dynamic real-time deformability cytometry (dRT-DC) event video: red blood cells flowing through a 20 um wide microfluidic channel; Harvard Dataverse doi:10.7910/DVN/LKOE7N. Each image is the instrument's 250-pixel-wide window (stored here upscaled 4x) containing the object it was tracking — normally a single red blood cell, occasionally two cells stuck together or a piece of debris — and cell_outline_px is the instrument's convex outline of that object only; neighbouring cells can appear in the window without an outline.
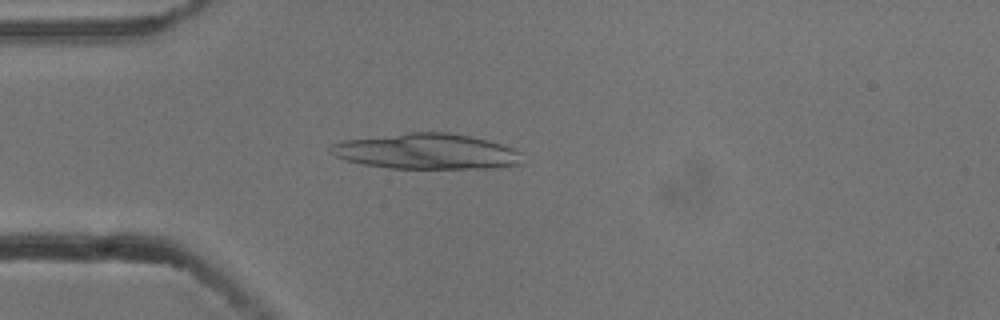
{"species": "common noctule bat (a hibernating species)", "species_latin": "Nyctalus noctula", "temperature_condition": "cold", "stored_images_in_passage": 4, "camera_frame_rate_fps": 3000, "um_per_image_px": 0.085, "animal": {"sex": "male", "body_mass_g": 13.3}, "frame": {"image": 1, "passage_image": 4, "time_ms": 1.0, "image_size_px": [1000, 320], "cell_outline_px": [[520, 164], [492, 168], [388, 168], [364, 164], [348, 160], [336, 156], [328, 152], [328, 148], [332, 144], [344, 140], [408, 132], [448, 132], [472, 136], [488, 140], [512, 148], [520, 152]], "centroid_in_image_um": [36.23, 12.86], "position_along_channel_um": 48.8, "area_um2": 39.54}}